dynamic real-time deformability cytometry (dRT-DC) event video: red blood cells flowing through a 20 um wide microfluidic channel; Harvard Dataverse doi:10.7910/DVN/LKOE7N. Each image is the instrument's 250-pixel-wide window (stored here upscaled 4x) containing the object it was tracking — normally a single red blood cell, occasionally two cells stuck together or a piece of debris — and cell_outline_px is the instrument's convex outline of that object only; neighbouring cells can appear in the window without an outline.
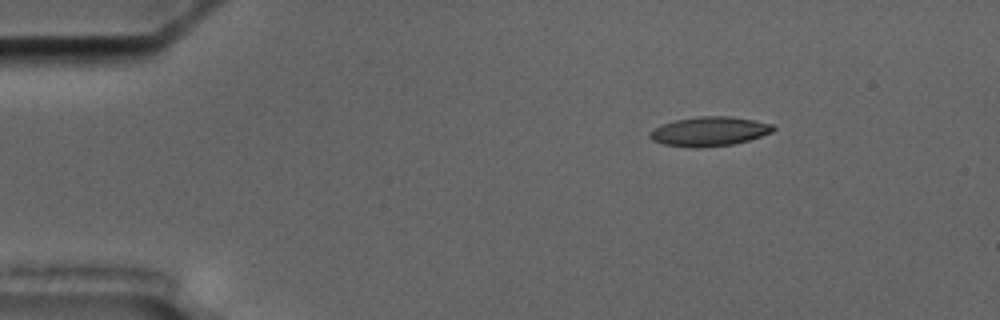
{"species": "common noctule bat (a hibernating species)", "species_latin": "Nyctalus noctula", "temperature_condition": "cold", "stored_images_in_passage": 7, "camera_frame_rate_fps": 3000, "um_per_image_px": 0.085, "animal": {"sex": "male", "body_mass_g": 17.5, "forearm_length_mm": 52.3}, "frame": {"image": 1, "passage_image": 3, "time_ms": 2.333, "image_size_px": [1000, 320], "cell_outline_px": [[776, 128], [772, 132], [748, 140], [732, 144], [700, 148], [692, 148], [664, 144], [652, 140], [648, 136], [648, 132], [660, 124], [676, 120], [700, 116], [732, 116], [772, 124]], "centroid_in_image_um": [60.25, 11.17], "position_along_channel_um": 24.8, "area_um2": 21.1}}
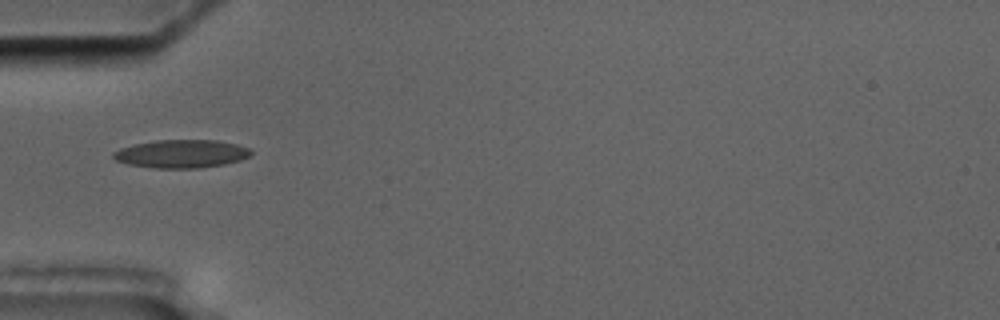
{"frame": {"image": 2, "passage_image": 6, "time_ms": 5.667, "image_size_px": [1000, 320], "cell_outline_px": [[252, 152], [248, 156], [240, 160], [224, 164], [200, 168], [152, 168], [128, 164], [116, 160], [112, 156], [112, 152], [120, 148], [132, 144], [156, 140], [216, 140], [236, 144], [248, 148]], "centroid_in_image_um": [15.37, 13.07], "position_along_channel_um": 69.6, "area_um2": 22.6}}